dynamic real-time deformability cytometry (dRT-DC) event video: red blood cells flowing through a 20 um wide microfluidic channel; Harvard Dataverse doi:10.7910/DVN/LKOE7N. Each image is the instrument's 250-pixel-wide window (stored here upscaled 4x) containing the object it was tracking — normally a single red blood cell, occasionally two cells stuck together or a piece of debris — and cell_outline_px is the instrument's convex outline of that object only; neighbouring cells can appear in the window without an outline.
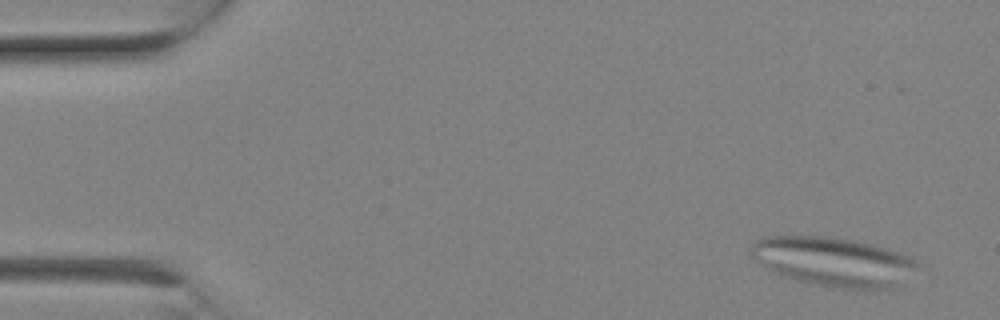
{"species": "Egyptian fruit bat (a non-hibernating species)", "species_latin": "Rousettus aegyptiacus", "temperature_condition": "room temperature", "stored_images_in_passage": 2, "camera_frame_rate_fps": 3000, "um_per_image_px": 0.085, "animal": {"sex": "female"}, "frame": {"image": 1, "passage_image": 1, "time_ms": 0.0, "image_size_px": [1000, 320], "cell_outline_px": [[924, 264], [892, 284], [884, 288], [832, 288], [788, 276], [776, 272], [760, 264], [756, 260], [752, 252], [752, 244], [756, 240], [764, 236], [824, 236], [852, 240], [884, 248], [908, 256]], "centroid_in_image_um": [70.81, 22.2], "position_along_channel_um": 14.2, "area_um2": 46.07}}